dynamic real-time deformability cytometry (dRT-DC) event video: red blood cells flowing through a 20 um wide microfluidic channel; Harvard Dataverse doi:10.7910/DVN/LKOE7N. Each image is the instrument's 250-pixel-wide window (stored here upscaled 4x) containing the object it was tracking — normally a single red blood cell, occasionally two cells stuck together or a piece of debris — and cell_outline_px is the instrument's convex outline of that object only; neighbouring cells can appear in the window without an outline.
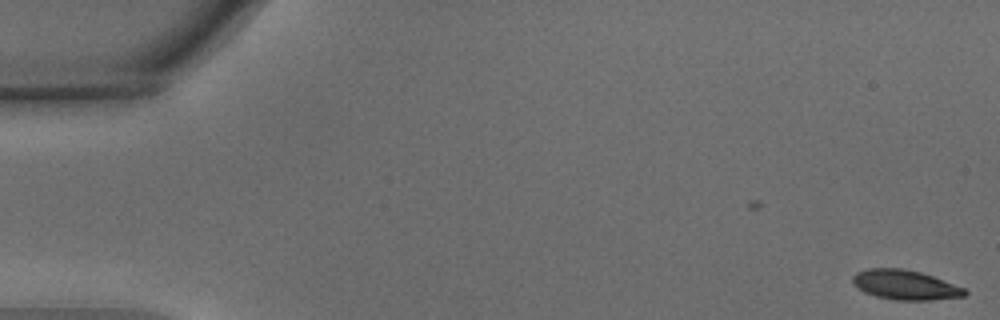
{"species": "common noctule bat (a hibernating species)", "species_latin": "Nyctalus noctula", "temperature_condition": "warm", "stored_images_in_passage": 50, "camera_frame_rate_fps": 3000, "um_per_image_px": 0.085, "animal": {"sex": "male", "body_mass_g": 15.6}, "frame": {"image": 1, "passage_image": 1, "time_ms": 0.0, "image_size_px": [1000, 320], "cell_outline_px": [[968, 292], [964, 296], [932, 300], [896, 300], [876, 296], [864, 292], [856, 288], [852, 284], [852, 276], [856, 272], [868, 268], [904, 268], [920, 272], [932, 276], [964, 288]], "centroid_in_image_um": [76.88, 24.21], "position_along_channel_um": 8.1, "area_um2": 19.42}}
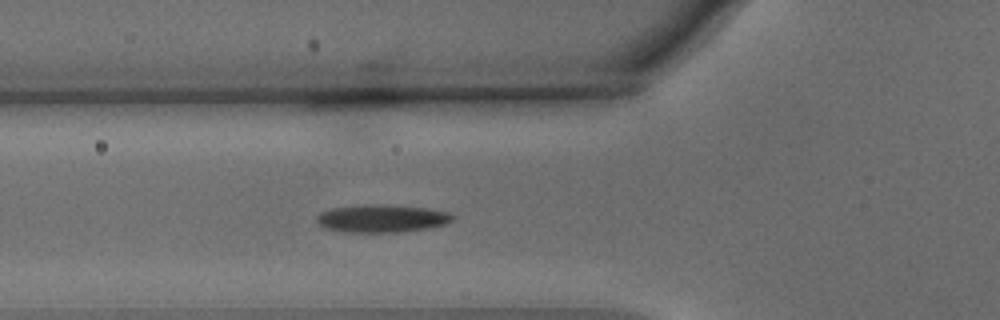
{"frame": {"image": 2, "passage_image": 20, "time_ms": 6.333, "image_size_px": [1000, 320], "cell_outline_px": [[452, 220], [444, 224], [428, 228], [396, 232], [352, 232], [324, 228], [316, 220], [316, 216], [320, 212], [332, 208], [364, 204], [388, 204], [428, 208], [448, 212], [452, 216]], "centroid_in_image_um": [32.43, 18.55], "position_along_channel_um": 93.4, "area_um2": 21.91}}
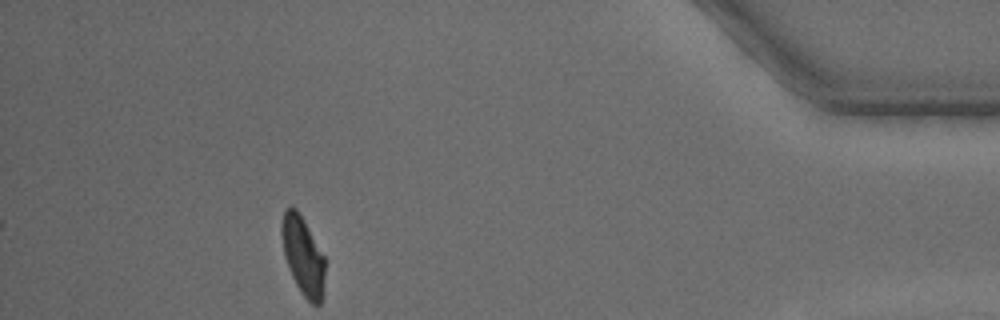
{"frame": {"image": 3, "passage_image": 50, "time_ms": 16.333, "image_size_px": [1000, 320], "cell_outline_px": [[324, 276], [320, 304], [312, 304], [300, 292], [292, 276], [284, 256], [280, 232], [280, 224], [284, 208], [292, 204], [296, 208], [324, 256]], "centroid_in_image_um": [25.7, 21.68], "position_along_channel_um": 409.5, "area_um2": 19.59}, "authors_computed_cell_mechanics": {"area_um2": 20.3745, "velocity_mm_per_s": 3.6824, "shape_relaxation_time_tau1_ms": 4.5403, "shape_relaxation_time_tau2_ms": 2.3763, "deformation_change_tau1": 0.1828, "deformation_change_tau2": 0.0731}}